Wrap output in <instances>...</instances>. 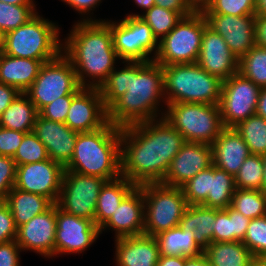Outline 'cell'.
<instances>
[{"instance_id":"cell-1","label":"cell","mask_w":266,"mask_h":266,"mask_svg":"<svg viewBox=\"0 0 266 266\" xmlns=\"http://www.w3.org/2000/svg\"><path fill=\"white\" fill-rule=\"evenodd\" d=\"M185 142L164 117L121 128V176L136 186L162 183Z\"/></svg>"},{"instance_id":"cell-2","label":"cell","mask_w":266,"mask_h":266,"mask_svg":"<svg viewBox=\"0 0 266 266\" xmlns=\"http://www.w3.org/2000/svg\"><path fill=\"white\" fill-rule=\"evenodd\" d=\"M72 28L62 42V54L72 63L82 87L99 88L120 60L109 20H78Z\"/></svg>"},{"instance_id":"cell-3","label":"cell","mask_w":266,"mask_h":266,"mask_svg":"<svg viewBox=\"0 0 266 266\" xmlns=\"http://www.w3.org/2000/svg\"><path fill=\"white\" fill-rule=\"evenodd\" d=\"M161 101L166 107L162 66L129 61L128 90L107 109V119L119 128L159 119Z\"/></svg>"},{"instance_id":"cell-4","label":"cell","mask_w":266,"mask_h":266,"mask_svg":"<svg viewBox=\"0 0 266 266\" xmlns=\"http://www.w3.org/2000/svg\"><path fill=\"white\" fill-rule=\"evenodd\" d=\"M121 128L109 121L101 128L78 133L74 154L65 170L107 181L121 176Z\"/></svg>"},{"instance_id":"cell-5","label":"cell","mask_w":266,"mask_h":266,"mask_svg":"<svg viewBox=\"0 0 266 266\" xmlns=\"http://www.w3.org/2000/svg\"><path fill=\"white\" fill-rule=\"evenodd\" d=\"M166 105L198 103L218 105L222 82L197 63L162 66Z\"/></svg>"},{"instance_id":"cell-6","label":"cell","mask_w":266,"mask_h":266,"mask_svg":"<svg viewBox=\"0 0 266 266\" xmlns=\"http://www.w3.org/2000/svg\"><path fill=\"white\" fill-rule=\"evenodd\" d=\"M58 26L38 13L28 23L2 36L3 53L49 62L62 53L63 40L59 39Z\"/></svg>"},{"instance_id":"cell-7","label":"cell","mask_w":266,"mask_h":266,"mask_svg":"<svg viewBox=\"0 0 266 266\" xmlns=\"http://www.w3.org/2000/svg\"><path fill=\"white\" fill-rule=\"evenodd\" d=\"M161 115L182 134L186 142L211 145L224 129L218 105L191 102L168 104Z\"/></svg>"},{"instance_id":"cell-8","label":"cell","mask_w":266,"mask_h":266,"mask_svg":"<svg viewBox=\"0 0 266 266\" xmlns=\"http://www.w3.org/2000/svg\"><path fill=\"white\" fill-rule=\"evenodd\" d=\"M139 187L144 196L143 234L155 237L163 231L178 227L188 207L181 187L162 183H147Z\"/></svg>"},{"instance_id":"cell-9","label":"cell","mask_w":266,"mask_h":266,"mask_svg":"<svg viewBox=\"0 0 266 266\" xmlns=\"http://www.w3.org/2000/svg\"><path fill=\"white\" fill-rule=\"evenodd\" d=\"M207 20L200 10L183 17L181 21L159 41L154 59L161 66L197 63Z\"/></svg>"},{"instance_id":"cell-10","label":"cell","mask_w":266,"mask_h":266,"mask_svg":"<svg viewBox=\"0 0 266 266\" xmlns=\"http://www.w3.org/2000/svg\"><path fill=\"white\" fill-rule=\"evenodd\" d=\"M83 88L72 63L61 53L42 65L35 81L25 93L39 112L57 98L77 95Z\"/></svg>"},{"instance_id":"cell-11","label":"cell","mask_w":266,"mask_h":266,"mask_svg":"<svg viewBox=\"0 0 266 266\" xmlns=\"http://www.w3.org/2000/svg\"><path fill=\"white\" fill-rule=\"evenodd\" d=\"M113 47L122 61H154L159 41L151 27L140 16H125L116 22L109 20ZM153 54V56H151Z\"/></svg>"},{"instance_id":"cell-12","label":"cell","mask_w":266,"mask_h":266,"mask_svg":"<svg viewBox=\"0 0 266 266\" xmlns=\"http://www.w3.org/2000/svg\"><path fill=\"white\" fill-rule=\"evenodd\" d=\"M261 87L237 72L222 82L219 108L224 128L255 115Z\"/></svg>"},{"instance_id":"cell-13","label":"cell","mask_w":266,"mask_h":266,"mask_svg":"<svg viewBox=\"0 0 266 266\" xmlns=\"http://www.w3.org/2000/svg\"><path fill=\"white\" fill-rule=\"evenodd\" d=\"M107 180L65 170L57 206L66 213L94 222L98 195Z\"/></svg>"},{"instance_id":"cell-14","label":"cell","mask_w":266,"mask_h":266,"mask_svg":"<svg viewBox=\"0 0 266 266\" xmlns=\"http://www.w3.org/2000/svg\"><path fill=\"white\" fill-rule=\"evenodd\" d=\"M99 235L100 228L92 220L66 213L56 204L54 256L82 253L97 240Z\"/></svg>"},{"instance_id":"cell-15","label":"cell","mask_w":266,"mask_h":266,"mask_svg":"<svg viewBox=\"0 0 266 266\" xmlns=\"http://www.w3.org/2000/svg\"><path fill=\"white\" fill-rule=\"evenodd\" d=\"M65 167L51 159L17 166L14 187L49 198L57 203Z\"/></svg>"},{"instance_id":"cell-16","label":"cell","mask_w":266,"mask_h":266,"mask_svg":"<svg viewBox=\"0 0 266 266\" xmlns=\"http://www.w3.org/2000/svg\"><path fill=\"white\" fill-rule=\"evenodd\" d=\"M203 14L207 20L208 26L223 37L238 60L256 45V15L235 16L213 13Z\"/></svg>"},{"instance_id":"cell-17","label":"cell","mask_w":266,"mask_h":266,"mask_svg":"<svg viewBox=\"0 0 266 266\" xmlns=\"http://www.w3.org/2000/svg\"><path fill=\"white\" fill-rule=\"evenodd\" d=\"M108 122L99 88L84 87L71 101L65 124L75 132H91Z\"/></svg>"},{"instance_id":"cell-18","label":"cell","mask_w":266,"mask_h":266,"mask_svg":"<svg viewBox=\"0 0 266 266\" xmlns=\"http://www.w3.org/2000/svg\"><path fill=\"white\" fill-rule=\"evenodd\" d=\"M211 165L213 156L210 144L185 142L171 161L162 184L181 187Z\"/></svg>"},{"instance_id":"cell-19","label":"cell","mask_w":266,"mask_h":266,"mask_svg":"<svg viewBox=\"0 0 266 266\" xmlns=\"http://www.w3.org/2000/svg\"><path fill=\"white\" fill-rule=\"evenodd\" d=\"M56 203L17 228L16 242L23 251H34L45 258L54 257Z\"/></svg>"},{"instance_id":"cell-20","label":"cell","mask_w":266,"mask_h":266,"mask_svg":"<svg viewBox=\"0 0 266 266\" xmlns=\"http://www.w3.org/2000/svg\"><path fill=\"white\" fill-rule=\"evenodd\" d=\"M197 64L209 74L225 81L238 72L239 60L223 37L207 25L204 29Z\"/></svg>"},{"instance_id":"cell-21","label":"cell","mask_w":266,"mask_h":266,"mask_svg":"<svg viewBox=\"0 0 266 266\" xmlns=\"http://www.w3.org/2000/svg\"><path fill=\"white\" fill-rule=\"evenodd\" d=\"M32 132L45 145L51 160L64 167L70 162L78 132L70 129L65 123L45 119L39 114Z\"/></svg>"},{"instance_id":"cell-22","label":"cell","mask_w":266,"mask_h":266,"mask_svg":"<svg viewBox=\"0 0 266 266\" xmlns=\"http://www.w3.org/2000/svg\"><path fill=\"white\" fill-rule=\"evenodd\" d=\"M115 231V239L120 237L142 235L144 231V196L136 186L120 203L113 215L100 228L103 231Z\"/></svg>"},{"instance_id":"cell-23","label":"cell","mask_w":266,"mask_h":266,"mask_svg":"<svg viewBox=\"0 0 266 266\" xmlns=\"http://www.w3.org/2000/svg\"><path fill=\"white\" fill-rule=\"evenodd\" d=\"M117 266H157L160 250L157 239L145 234L115 239Z\"/></svg>"},{"instance_id":"cell-24","label":"cell","mask_w":266,"mask_h":266,"mask_svg":"<svg viewBox=\"0 0 266 266\" xmlns=\"http://www.w3.org/2000/svg\"><path fill=\"white\" fill-rule=\"evenodd\" d=\"M211 147L213 165L233 176L251 155L244 139L234 128H224Z\"/></svg>"},{"instance_id":"cell-25","label":"cell","mask_w":266,"mask_h":266,"mask_svg":"<svg viewBox=\"0 0 266 266\" xmlns=\"http://www.w3.org/2000/svg\"><path fill=\"white\" fill-rule=\"evenodd\" d=\"M44 63L40 60L18 58L2 53L0 57V82L25 93L35 81Z\"/></svg>"},{"instance_id":"cell-26","label":"cell","mask_w":266,"mask_h":266,"mask_svg":"<svg viewBox=\"0 0 266 266\" xmlns=\"http://www.w3.org/2000/svg\"><path fill=\"white\" fill-rule=\"evenodd\" d=\"M5 202L11 210L17 228L54 205L47 197L25 192L15 187L8 193Z\"/></svg>"},{"instance_id":"cell-27","label":"cell","mask_w":266,"mask_h":266,"mask_svg":"<svg viewBox=\"0 0 266 266\" xmlns=\"http://www.w3.org/2000/svg\"><path fill=\"white\" fill-rule=\"evenodd\" d=\"M136 187L125 177L106 181L98 195L94 223L101 228L113 212L118 208L122 200Z\"/></svg>"},{"instance_id":"cell-28","label":"cell","mask_w":266,"mask_h":266,"mask_svg":"<svg viewBox=\"0 0 266 266\" xmlns=\"http://www.w3.org/2000/svg\"><path fill=\"white\" fill-rule=\"evenodd\" d=\"M215 209L203 205H188L179 226L194 232L196 244L204 251L213 242Z\"/></svg>"},{"instance_id":"cell-29","label":"cell","mask_w":266,"mask_h":266,"mask_svg":"<svg viewBox=\"0 0 266 266\" xmlns=\"http://www.w3.org/2000/svg\"><path fill=\"white\" fill-rule=\"evenodd\" d=\"M203 253L211 266H252L254 261L242 241L211 242Z\"/></svg>"},{"instance_id":"cell-30","label":"cell","mask_w":266,"mask_h":266,"mask_svg":"<svg viewBox=\"0 0 266 266\" xmlns=\"http://www.w3.org/2000/svg\"><path fill=\"white\" fill-rule=\"evenodd\" d=\"M39 112L26 93H19L0 116V127L29 133L33 131Z\"/></svg>"},{"instance_id":"cell-31","label":"cell","mask_w":266,"mask_h":266,"mask_svg":"<svg viewBox=\"0 0 266 266\" xmlns=\"http://www.w3.org/2000/svg\"><path fill=\"white\" fill-rule=\"evenodd\" d=\"M155 238L160 255L194 257L203 252L195 242L194 232L183 230L180 226L163 231Z\"/></svg>"},{"instance_id":"cell-32","label":"cell","mask_w":266,"mask_h":266,"mask_svg":"<svg viewBox=\"0 0 266 266\" xmlns=\"http://www.w3.org/2000/svg\"><path fill=\"white\" fill-rule=\"evenodd\" d=\"M235 189L234 176L212 165L211 192H208L207 200L202 205L214 209H226L231 206Z\"/></svg>"},{"instance_id":"cell-33","label":"cell","mask_w":266,"mask_h":266,"mask_svg":"<svg viewBox=\"0 0 266 266\" xmlns=\"http://www.w3.org/2000/svg\"><path fill=\"white\" fill-rule=\"evenodd\" d=\"M234 129L242 136L250 154L266 153V120L258 115H252L241 121Z\"/></svg>"},{"instance_id":"cell-34","label":"cell","mask_w":266,"mask_h":266,"mask_svg":"<svg viewBox=\"0 0 266 266\" xmlns=\"http://www.w3.org/2000/svg\"><path fill=\"white\" fill-rule=\"evenodd\" d=\"M126 16H140L151 27L153 35L160 41L166 36L183 18L172 10L153 5L143 14L130 13Z\"/></svg>"},{"instance_id":"cell-35","label":"cell","mask_w":266,"mask_h":266,"mask_svg":"<svg viewBox=\"0 0 266 266\" xmlns=\"http://www.w3.org/2000/svg\"><path fill=\"white\" fill-rule=\"evenodd\" d=\"M231 207L250 219L266 215V194L261 190L235 189Z\"/></svg>"},{"instance_id":"cell-36","label":"cell","mask_w":266,"mask_h":266,"mask_svg":"<svg viewBox=\"0 0 266 266\" xmlns=\"http://www.w3.org/2000/svg\"><path fill=\"white\" fill-rule=\"evenodd\" d=\"M238 72L259 87H266V48L253 46L239 60Z\"/></svg>"},{"instance_id":"cell-37","label":"cell","mask_w":266,"mask_h":266,"mask_svg":"<svg viewBox=\"0 0 266 266\" xmlns=\"http://www.w3.org/2000/svg\"><path fill=\"white\" fill-rule=\"evenodd\" d=\"M38 14L36 5H12L0 1V34L17 29Z\"/></svg>"},{"instance_id":"cell-38","label":"cell","mask_w":266,"mask_h":266,"mask_svg":"<svg viewBox=\"0 0 266 266\" xmlns=\"http://www.w3.org/2000/svg\"><path fill=\"white\" fill-rule=\"evenodd\" d=\"M263 171L262 156L249 155L234 176L235 187L237 189L261 190Z\"/></svg>"},{"instance_id":"cell-39","label":"cell","mask_w":266,"mask_h":266,"mask_svg":"<svg viewBox=\"0 0 266 266\" xmlns=\"http://www.w3.org/2000/svg\"><path fill=\"white\" fill-rule=\"evenodd\" d=\"M122 69H115L108 75L107 79L99 87L104 106L108 109L127 90L129 83V61H123ZM127 64V65H126Z\"/></svg>"},{"instance_id":"cell-40","label":"cell","mask_w":266,"mask_h":266,"mask_svg":"<svg viewBox=\"0 0 266 266\" xmlns=\"http://www.w3.org/2000/svg\"><path fill=\"white\" fill-rule=\"evenodd\" d=\"M200 11L235 16L256 15V0H208Z\"/></svg>"},{"instance_id":"cell-41","label":"cell","mask_w":266,"mask_h":266,"mask_svg":"<svg viewBox=\"0 0 266 266\" xmlns=\"http://www.w3.org/2000/svg\"><path fill=\"white\" fill-rule=\"evenodd\" d=\"M212 165L187 181L181 189L188 205H202L211 192Z\"/></svg>"},{"instance_id":"cell-42","label":"cell","mask_w":266,"mask_h":266,"mask_svg":"<svg viewBox=\"0 0 266 266\" xmlns=\"http://www.w3.org/2000/svg\"><path fill=\"white\" fill-rule=\"evenodd\" d=\"M50 159L45 145L33 132L26 133L17 149L13 160L16 165L36 163Z\"/></svg>"},{"instance_id":"cell-43","label":"cell","mask_w":266,"mask_h":266,"mask_svg":"<svg viewBox=\"0 0 266 266\" xmlns=\"http://www.w3.org/2000/svg\"><path fill=\"white\" fill-rule=\"evenodd\" d=\"M242 243L254 257L266 256V215L251 219Z\"/></svg>"},{"instance_id":"cell-44","label":"cell","mask_w":266,"mask_h":266,"mask_svg":"<svg viewBox=\"0 0 266 266\" xmlns=\"http://www.w3.org/2000/svg\"><path fill=\"white\" fill-rule=\"evenodd\" d=\"M17 165L12 157L0 156V201H5L16 181Z\"/></svg>"},{"instance_id":"cell-45","label":"cell","mask_w":266,"mask_h":266,"mask_svg":"<svg viewBox=\"0 0 266 266\" xmlns=\"http://www.w3.org/2000/svg\"><path fill=\"white\" fill-rule=\"evenodd\" d=\"M75 96L67 95L57 98L50 104L44 106L39 111V115L51 121L65 123L71 101Z\"/></svg>"},{"instance_id":"cell-46","label":"cell","mask_w":266,"mask_h":266,"mask_svg":"<svg viewBox=\"0 0 266 266\" xmlns=\"http://www.w3.org/2000/svg\"><path fill=\"white\" fill-rule=\"evenodd\" d=\"M231 241H234V232L232 219L228 216V207L226 209H215L213 242Z\"/></svg>"},{"instance_id":"cell-47","label":"cell","mask_w":266,"mask_h":266,"mask_svg":"<svg viewBox=\"0 0 266 266\" xmlns=\"http://www.w3.org/2000/svg\"><path fill=\"white\" fill-rule=\"evenodd\" d=\"M26 133L0 127V156L12 157Z\"/></svg>"},{"instance_id":"cell-48","label":"cell","mask_w":266,"mask_h":266,"mask_svg":"<svg viewBox=\"0 0 266 266\" xmlns=\"http://www.w3.org/2000/svg\"><path fill=\"white\" fill-rule=\"evenodd\" d=\"M17 227L7 203L0 201V243L16 240Z\"/></svg>"},{"instance_id":"cell-49","label":"cell","mask_w":266,"mask_h":266,"mask_svg":"<svg viewBox=\"0 0 266 266\" xmlns=\"http://www.w3.org/2000/svg\"><path fill=\"white\" fill-rule=\"evenodd\" d=\"M22 251L16 240L0 243V266H20Z\"/></svg>"},{"instance_id":"cell-50","label":"cell","mask_w":266,"mask_h":266,"mask_svg":"<svg viewBox=\"0 0 266 266\" xmlns=\"http://www.w3.org/2000/svg\"><path fill=\"white\" fill-rule=\"evenodd\" d=\"M66 2L69 7L78 11L79 15L81 14V21H98V19H93L89 13L93 11L96 7L100 5L102 0H61ZM87 15V16H86ZM90 17V18H89Z\"/></svg>"},{"instance_id":"cell-51","label":"cell","mask_w":266,"mask_h":266,"mask_svg":"<svg viewBox=\"0 0 266 266\" xmlns=\"http://www.w3.org/2000/svg\"><path fill=\"white\" fill-rule=\"evenodd\" d=\"M228 216L232 219L234 241H242L251 219L234 210L231 206L228 207Z\"/></svg>"},{"instance_id":"cell-52","label":"cell","mask_w":266,"mask_h":266,"mask_svg":"<svg viewBox=\"0 0 266 266\" xmlns=\"http://www.w3.org/2000/svg\"><path fill=\"white\" fill-rule=\"evenodd\" d=\"M155 5L178 12L183 17H188L197 10L189 0H155Z\"/></svg>"},{"instance_id":"cell-53","label":"cell","mask_w":266,"mask_h":266,"mask_svg":"<svg viewBox=\"0 0 266 266\" xmlns=\"http://www.w3.org/2000/svg\"><path fill=\"white\" fill-rule=\"evenodd\" d=\"M20 92L12 86L0 82V116L10 106Z\"/></svg>"},{"instance_id":"cell-54","label":"cell","mask_w":266,"mask_h":266,"mask_svg":"<svg viewBox=\"0 0 266 266\" xmlns=\"http://www.w3.org/2000/svg\"><path fill=\"white\" fill-rule=\"evenodd\" d=\"M256 46L266 48V15L255 16Z\"/></svg>"},{"instance_id":"cell-55","label":"cell","mask_w":266,"mask_h":266,"mask_svg":"<svg viewBox=\"0 0 266 266\" xmlns=\"http://www.w3.org/2000/svg\"><path fill=\"white\" fill-rule=\"evenodd\" d=\"M157 266H185L184 256L160 255Z\"/></svg>"},{"instance_id":"cell-56","label":"cell","mask_w":266,"mask_h":266,"mask_svg":"<svg viewBox=\"0 0 266 266\" xmlns=\"http://www.w3.org/2000/svg\"><path fill=\"white\" fill-rule=\"evenodd\" d=\"M185 266H211L207 257L202 252L194 257H185Z\"/></svg>"},{"instance_id":"cell-57","label":"cell","mask_w":266,"mask_h":266,"mask_svg":"<svg viewBox=\"0 0 266 266\" xmlns=\"http://www.w3.org/2000/svg\"><path fill=\"white\" fill-rule=\"evenodd\" d=\"M255 114L266 120V87H262L260 90Z\"/></svg>"},{"instance_id":"cell-58","label":"cell","mask_w":266,"mask_h":266,"mask_svg":"<svg viewBox=\"0 0 266 266\" xmlns=\"http://www.w3.org/2000/svg\"><path fill=\"white\" fill-rule=\"evenodd\" d=\"M135 5L141 9H145V12L149 10L153 5H155V0H134Z\"/></svg>"},{"instance_id":"cell-59","label":"cell","mask_w":266,"mask_h":266,"mask_svg":"<svg viewBox=\"0 0 266 266\" xmlns=\"http://www.w3.org/2000/svg\"><path fill=\"white\" fill-rule=\"evenodd\" d=\"M256 15H266V0H256Z\"/></svg>"},{"instance_id":"cell-60","label":"cell","mask_w":266,"mask_h":266,"mask_svg":"<svg viewBox=\"0 0 266 266\" xmlns=\"http://www.w3.org/2000/svg\"><path fill=\"white\" fill-rule=\"evenodd\" d=\"M0 1L12 5H35L34 0H0Z\"/></svg>"},{"instance_id":"cell-61","label":"cell","mask_w":266,"mask_h":266,"mask_svg":"<svg viewBox=\"0 0 266 266\" xmlns=\"http://www.w3.org/2000/svg\"><path fill=\"white\" fill-rule=\"evenodd\" d=\"M261 156H262L263 170H264L261 191H263L266 194V153L262 154Z\"/></svg>"},{"instance_id":"cell-62","label":"cell","mask_w":266,"mask_h":266,"mask_svg":"<svg viewBox=\"0 0 266 266\" xmlns=\"http://www.w3.org/2000/svg\"><path fill=\"white\" fill-rule=\"evenodd\" d=\"M252 266H266V256L254 257Z\"/></svg>"},{"instance_id":"cell-63","label":"cell","mask_w":266,"mask_h":266,"mask_svg":"<svg viewBox=\"0 0 266 266\" xmlns=\"http://www.w3.org/2000/svg\"><path fill=\"white\" fill-rule=\"evenodd\" d=\"M189 1L193 4V6L197 10H200L208 0H189Z\"/></svg>"},{"instance_id":"cell-64","label":"cell","mask_w":266,"mask_h":266,"mask_svg":"<svg viewBox=\"0 0 266 266\" xmlns=\"http://www.w3.org/2000/svg\"><path fill=\"white\" fill-rule=\"evenodd\" d=\"M2 53H3V45H2V42H0V57H1Z\"/></svg>"}]
</instances>
